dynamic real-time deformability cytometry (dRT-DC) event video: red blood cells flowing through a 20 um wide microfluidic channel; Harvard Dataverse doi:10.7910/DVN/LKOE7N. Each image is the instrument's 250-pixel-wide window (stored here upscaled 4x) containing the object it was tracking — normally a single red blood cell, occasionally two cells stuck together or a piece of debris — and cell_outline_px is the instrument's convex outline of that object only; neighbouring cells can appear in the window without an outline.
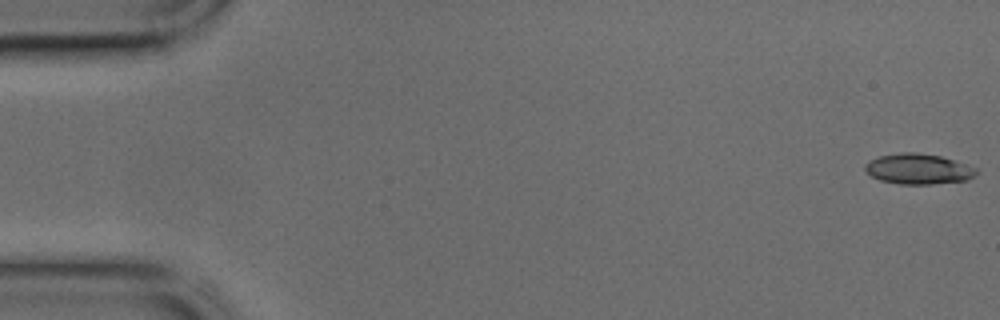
{"species": "common noctule bat (a hibernating species)", "species_latin": "Nyctalus noctula", "temperature_condition": "cold", "stored_images_in_passage": 9, "camera_frame_rate_fps": 3000, "um_per_image_px": 0.085, "animal": {"sex": "male", "body_mass_g": 17.9, "forearm_length_mm": 54.2}, "frame": {"image": 1, "passage_image": 1, "time_ms": 0.0, "image_size_px": [1000, 320], "cell_outline_px": [[976, 172], [968, 180], [932, 184], [900, 184], [880, 180], [864, 172], [864, 164], [868, 160], [880, 156], [904, 152], [912, 152], [940, 156], [976, 168]], "centroid_in_image_um": [77.99, 14.37], "position_along_channel_um": 7.0, "area_um2": 19.54}}